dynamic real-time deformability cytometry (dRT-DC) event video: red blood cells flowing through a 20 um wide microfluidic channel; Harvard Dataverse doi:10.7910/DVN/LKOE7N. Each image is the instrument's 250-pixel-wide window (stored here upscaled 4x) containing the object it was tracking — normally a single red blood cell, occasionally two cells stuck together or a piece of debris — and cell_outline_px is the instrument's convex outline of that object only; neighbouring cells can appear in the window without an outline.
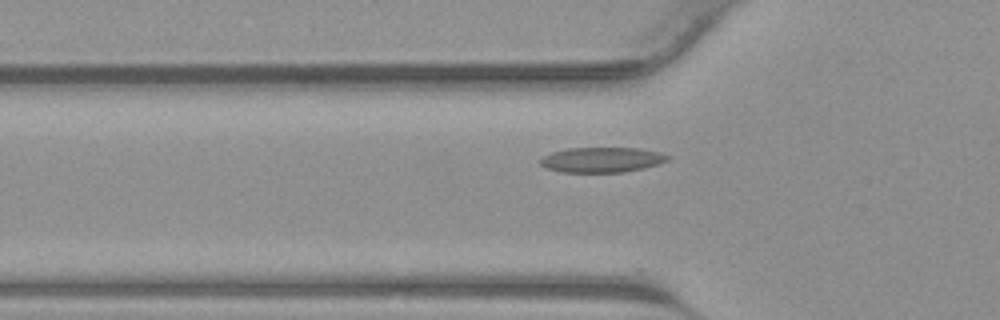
{"species": "common noctule bat (a hibernating species)", "species_latin": "Nyctalus noctula", "temperature_condition": "warm", "stored_images_in_passage": 41, "camera_frame_rate_fps": 3000, "um_per_image_px": 0.085, "animal": {"sex": "male", "body_mass_g": 23.1, "forearm_length_mm": 52.7}, "frame": {"image": 1, "passage_image": 15, "time_ms": 4.667, "image_size_px": [1000, 320], "cell_outline_px": [[672, 156], [668, 160], [660, 164], [644, 168], [624, 172], [560, 172], [548, 168], [540, 164], [540, 160], [544, 156], [552, 152], [568, 148], [640, 148], [660, 152]], "centroid_in_image_um": [51.21, 13.58], "position_along_channel_um": 74.6, "area_um2": 18.73}}
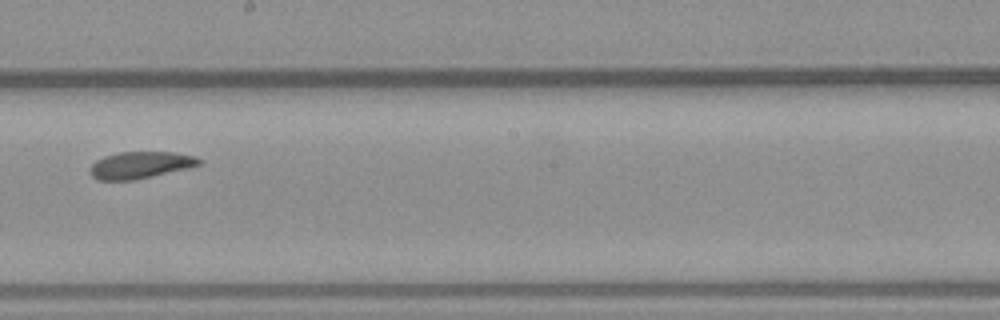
{"frame": {"image": 2, "passage_image": 25, "time_ms": 8.0, "image_size_px": [1000, 320], "cell_outline_px": [[200, 164], [136, 180], [96, 180], [88, 172], [88, 168], [96, 160], [104, 156], [120, 152], [172, 152], [196, 156], [200, 160]], "centroid_in_image_um": [11.83, 14.03], "position_along_channel_um": 236.4, "area_um2": 16.94}}
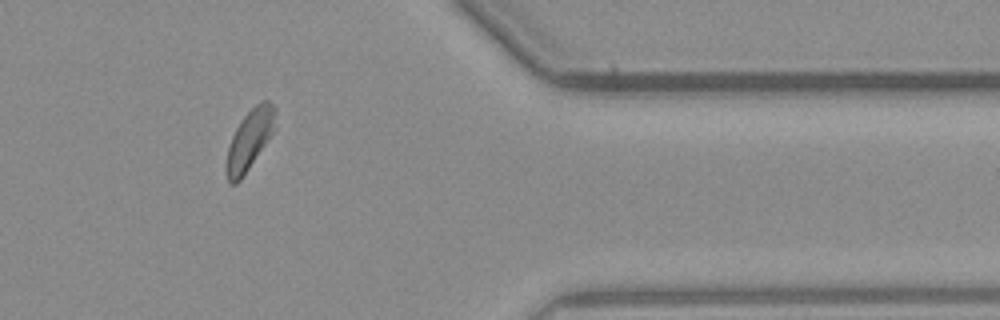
{"frame": {"image": 3, "passage_image": 36, "time_ms": 11.667, "image_size_px": [1000, 320], "cell_outline_px": [[276, 128], [268, 140], [240, 180], [236, 184], [228, 184], [224, 172], [224, 164], [228, 148], [232, 136], [236, 128], [244, 116], [256, 104], [264, 100], [268, 100], [276, 108]], "centroid_in_image_um": [21.19, 11.9], "position_along_channel_um": 390.2, "area_um2": 17.34}}